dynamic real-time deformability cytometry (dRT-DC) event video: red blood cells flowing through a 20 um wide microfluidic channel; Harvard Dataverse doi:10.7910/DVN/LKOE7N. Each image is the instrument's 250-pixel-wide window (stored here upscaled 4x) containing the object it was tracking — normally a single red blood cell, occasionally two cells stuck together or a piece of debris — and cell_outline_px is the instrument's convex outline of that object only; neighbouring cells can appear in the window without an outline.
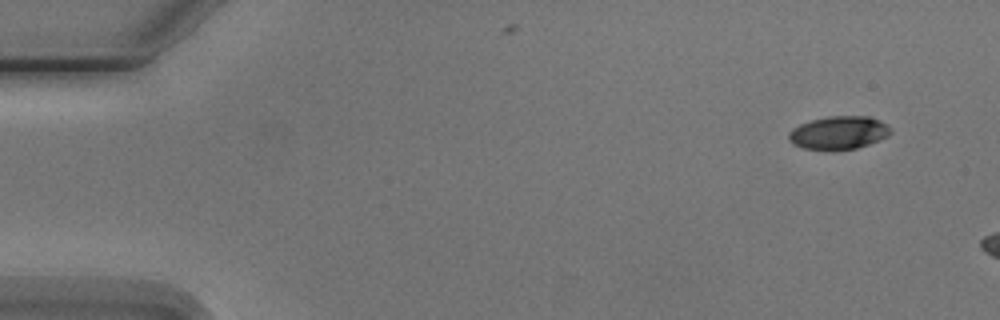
{"species": "Egyptian fruit bat (a non-hibernating species)", "species_latin": "Rousettus aegyptiacus", "temperature_condition": "cold", "stored_images_in_passage": 4, "camera_frame_rate_fps": 3000, "um_per_image_px": 0.085, "animal": {"sex": "male"}, "frame": {"image": 1, "passage_image": 1, "time_ms": 0.0, "image_size_px": [1000, 320], "cell_outline_px": [[892, 132], [888, 136], [868, 144], [856, 148], [804, 148], [792, 144], [788, 140], [788, 136], [792, 128], [800, 124], [812, 120], [828, 116], [868, 116], [880, 120], [892, 128]], "centroid_in_image_um": [71.31, 11.25], "position_along_channel_um": 13.7, "area_um2": 19.31}}